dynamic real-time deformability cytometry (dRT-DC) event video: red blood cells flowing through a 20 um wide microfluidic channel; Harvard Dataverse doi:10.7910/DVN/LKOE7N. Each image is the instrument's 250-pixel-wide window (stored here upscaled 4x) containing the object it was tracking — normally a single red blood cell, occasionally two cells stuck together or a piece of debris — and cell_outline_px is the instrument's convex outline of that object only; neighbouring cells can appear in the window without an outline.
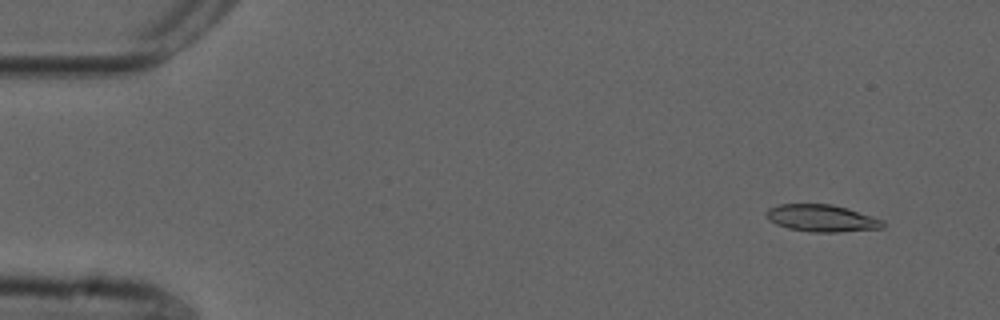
{"species": "common noctule bat (a hibernating species)", "species_latin": "Nyctalus noctula", "temperature_condition": "cold", "stored_images_in_passage": 55, "camera_frame_rate_fps": 3000, "um_per_image_px": 0.085, "animal": {"sex": "male", "forearm_length_mm": 52.5}, "frame": {"image": 1, "passage_image": 5, "time_ms": 1.333, "image_size_px": [1000, 320], "cell_outline_px": [[884, 228], [840, 232], [808, 232], [788, 228], [776, 224], [768, 220], [764, 212], [768, 208], [780, 204], [832, 204], [848, 208], [884, 220]], "centroid_in_image_um": [69.84, 18.55], "position_along_channel_um": 15.2, "area_um2": 18.61}}
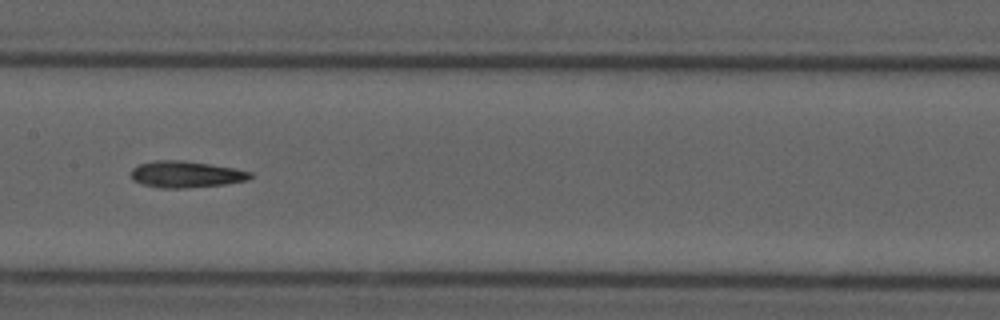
{"frame": {"image": 2, "passage_image": 28, "time_ms": 9.0, "image_size_px": [1000, 320], "cell_outline_px": [[252, 176], [248, 180], [224, 184], [188, 188], [160, 188], [140, 184], [132, 180], [132, 168], [140, 164], [156, 160], [184, 160], [232, 168], [252, 172]], "centroid_in_image_um": [15.78, 14.82], "position_along_channel_um": 191.6, "area_um2": 18.38}}
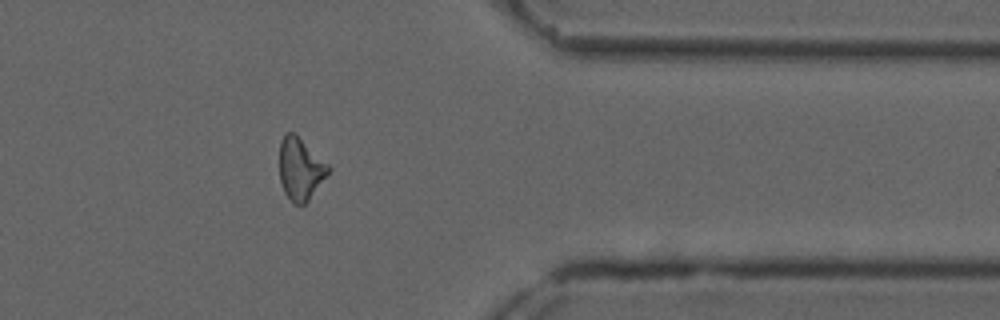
{"frame": {"image": 3, "passage_image": 45, "time_ms": 14.667, "image_size_px": [1000, 320], "cell_outline_px": [[332, 168], [308, 200], [304, 204], [292, 204], [284, 192], [280, 180], [280, 140], [288, 132], [292, 132], [328, 164]], "centroid_in_image_um": [25.52, 14.39], "position_along_channel_um": 385.9, "area_um2": 17.28}, "authors_computed_cell_mechanics": {"area_um2": 18.207, "velocity_mm_per_s": 3.7129, "shape_relaxation_time_tau1_ms": null, "shape_relaxation_time_tau2_ms": 3.5913, "deformation_change_tau1": null, "deformation_change_tau2": 0.118}}